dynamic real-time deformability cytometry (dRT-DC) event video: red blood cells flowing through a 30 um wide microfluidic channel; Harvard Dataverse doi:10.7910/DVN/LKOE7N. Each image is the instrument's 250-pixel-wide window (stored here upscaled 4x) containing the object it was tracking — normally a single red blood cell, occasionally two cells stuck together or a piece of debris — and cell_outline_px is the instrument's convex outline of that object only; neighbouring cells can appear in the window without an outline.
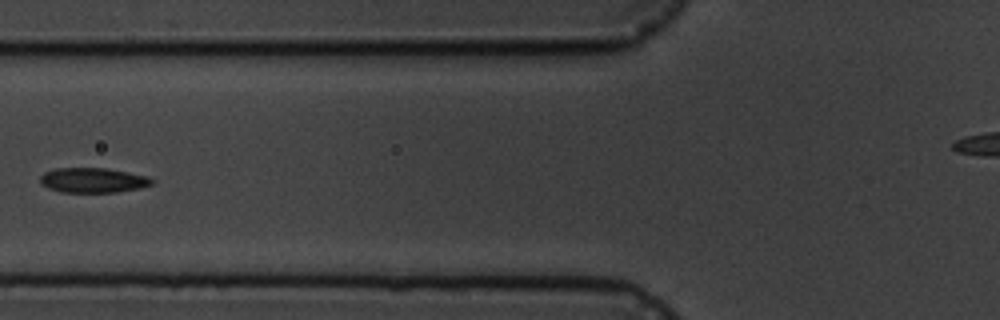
{"species": "common noctule bat (a hibernating species)", "species_latin": "Nyctalus noctula", "temperature_condition": "cold", "stored_images_in_passage": 4, "camera_frame_rate_fps": 3000, "um_per_image_px": 0.085, "animal": {"sex": "male", "body_mass_g": 19.5, "forearm_length_mm": 54.6}, "frame": {"image": 1, "passage_image": 4, "time_ms": 3.333, "image_size_px": [1000, 320], "cell_outline_px": [[156, 180], [152, 184], [140, 188], [116, 192], [60, 192], [48, 188], [40, 184], [40, 176], [44, 172], [56, 168], [104, 168], [148, 176]], "centroid_in_image_um": [7.89, 15.32], "position_along_channel_um": 117.9, "area_um2": 16.24}}